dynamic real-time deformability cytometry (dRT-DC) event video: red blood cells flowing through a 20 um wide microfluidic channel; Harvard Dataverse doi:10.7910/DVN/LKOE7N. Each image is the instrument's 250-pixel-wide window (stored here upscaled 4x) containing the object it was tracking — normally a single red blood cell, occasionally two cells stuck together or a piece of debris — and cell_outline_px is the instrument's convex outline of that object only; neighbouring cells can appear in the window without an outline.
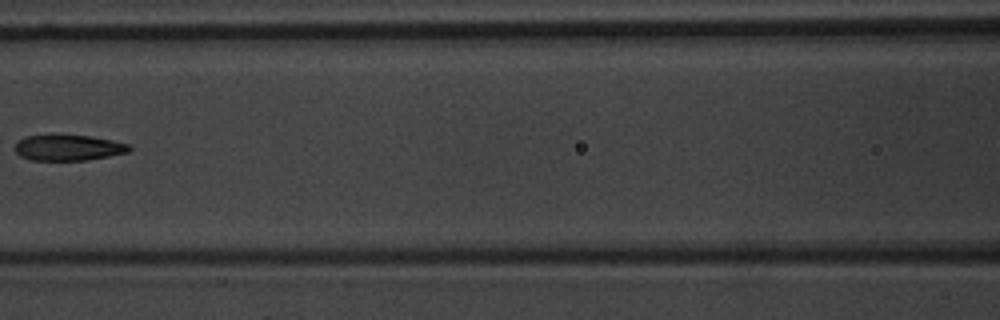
{"species": "common noctule bat (a hibernating species)", "species_latin": "Nyctalus noctula", "temperature_condition": "warm", "stored_images_in_passage": 8, "camera_frame_rate_fps": 3000, "um_per_image_px": 0.085, "animal": {"sex": "male", "body_mass_g": 20.1, "forearm_length_mm": 53.5}, "frame": {"image": 1, "passage_image": 7, "time_ms": 8.333, "image_size_px": [1000, 320], "cell_outline_px": [[132, 148], [128, 152], [88, 160], [32, 160], [20, 156], [16, 152], [16, 144], [24, 136], [56, 132], [88, 136], [112, 140], [128, 144]], "centroid_in_image_um": [5.77, 12.51], "position_along_channel_um": 160.8, "area_um2": 17.69}}
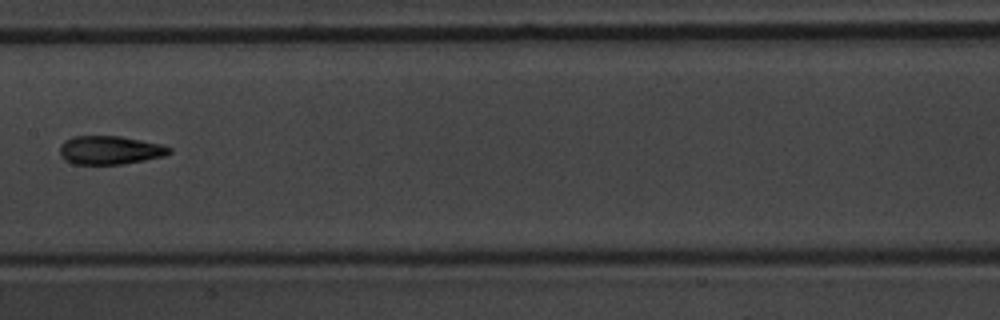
{"frame": {"image": 2, "passage_image": 8, "time_ms": 9.333, "image_size_px": [1000, 320], "cell_outline_px": [[172, 152], [164, 156], [124, 164], [72, 164], [64, 160], [60, 156], [60, 144], [64, 140], [72, 136], [120, 136], [160, 144], [172, 148]], "centroid_in_image_um": [9.31, 12.76], "position_along_channel_um": 198.1, "area_um2": 18.32}}